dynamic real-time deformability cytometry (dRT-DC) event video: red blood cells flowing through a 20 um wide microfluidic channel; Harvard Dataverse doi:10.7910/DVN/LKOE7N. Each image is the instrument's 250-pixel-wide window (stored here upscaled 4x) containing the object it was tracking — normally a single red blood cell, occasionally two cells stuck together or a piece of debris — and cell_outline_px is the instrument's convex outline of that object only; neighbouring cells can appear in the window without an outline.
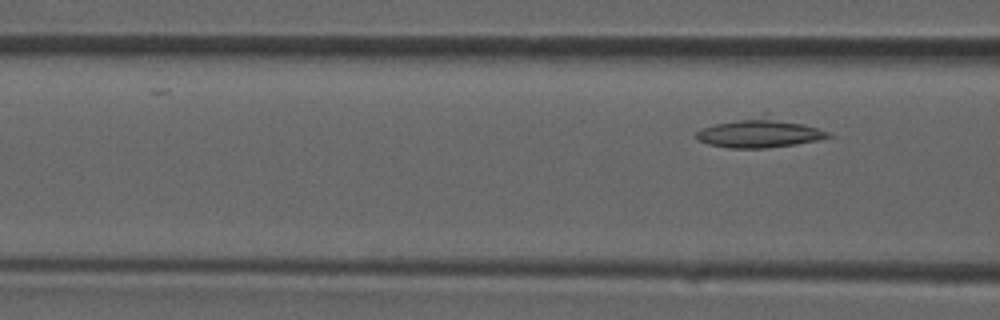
{"species": "common noctule bat (a hibernating species)", "species_latin": "Nyctalus noctula", "temperature_condition": "room temperature", "stored_images_in_passage": 5, "segment_of_instrument_passage": [2, 2], "camera_frame_rate_fps": 3000, "um_per_image_px": 0.085, "animal": {"sex": "male", "forearm_length_mm": 52.5}, "frame": {"image": 1, "passage_image": 5, "time_ms": 5.333, "image_size_px": [1000, 320], "cell_outline_px": [[836, 136], [816, 140], [792, 144], [764, 148], [728, 148], [708, 144], [700, 140], [696, 136], [696, 132], [704, 128], [716, 124], [740, 120], [772, 120], [804, 124], [828, 132]], "centroid_in_image_um": [64.55, 11.39], "position_along_channel_um": 102.1, "area_um2": 20.4}}